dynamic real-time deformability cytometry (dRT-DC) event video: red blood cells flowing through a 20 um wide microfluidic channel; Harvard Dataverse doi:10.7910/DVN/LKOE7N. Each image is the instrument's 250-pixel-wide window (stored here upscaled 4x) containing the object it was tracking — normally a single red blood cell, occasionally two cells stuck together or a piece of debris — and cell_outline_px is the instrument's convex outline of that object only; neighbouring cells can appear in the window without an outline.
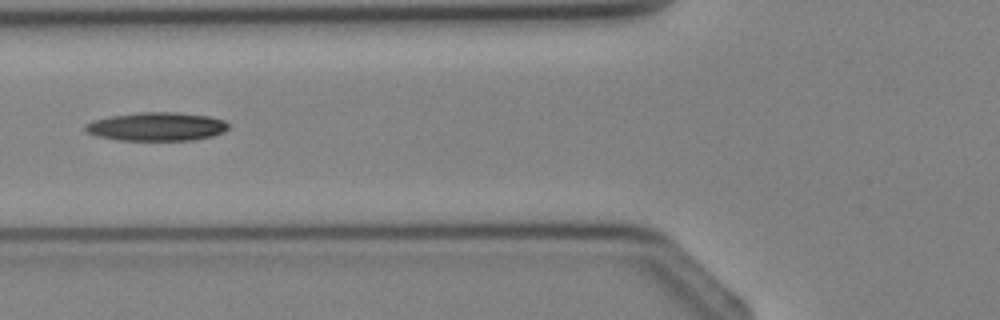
{"species": "Egyptian fruit bat (a non-hibernating species)", "species_latin": "Rousettus aegyptiacus", "temperature_condition": "cold", "stored_images_in_passage": 3, "camera_frame_rate_fps": 3000, "um_per_image_px": 0.085, "animal": {"sex": "female"}, "frame": {"image": 1, "passage_image": 3, "time_ms": 2.333, "image_size_px": [1000, 320], "cell_outline_px": [[228, 128], [224, 132], [212, 136], [192, 140], [116, 140], [96, 136], [88, 132], [84, 128], [92, 120], [112, 116], [140, 112], [176, 112], [208, 116], [224, 120], [228, 124]], "centroid_in_image_um": [13.33, 10.76], "position_along_channel_um": 112.5, "area_um2": 23.7}}